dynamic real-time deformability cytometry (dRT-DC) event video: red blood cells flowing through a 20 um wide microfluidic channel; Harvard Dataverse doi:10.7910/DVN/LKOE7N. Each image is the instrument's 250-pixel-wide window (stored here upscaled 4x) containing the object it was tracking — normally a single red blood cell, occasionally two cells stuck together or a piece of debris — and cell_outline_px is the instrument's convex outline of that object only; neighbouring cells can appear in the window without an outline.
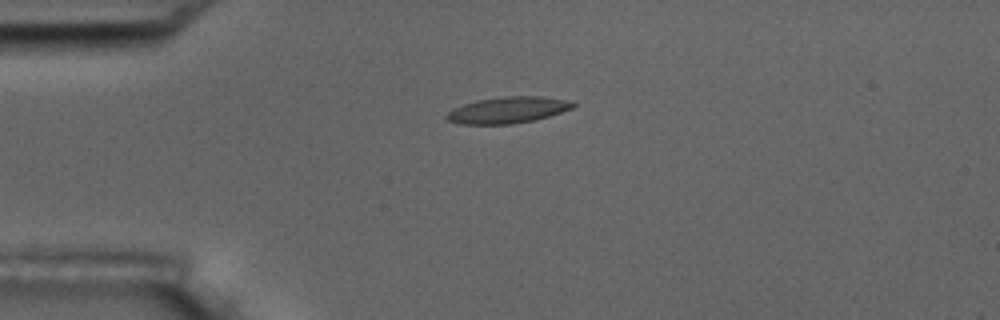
{"species": "common noctule bat (a hibernating species)", "species_latin": "Nyctalus noctula", "temperature_condition": "room temperature", "stored_images_in_passage": 4, "camera_frame_rate_fps": 3000, "um_per_image_px": 0.085, "animal": {"sex": "male", "body_mass_g": 17.5, "forearm_length_mm": 52.3}, "frame": {"image": 1, "passage_image": 4, "time_ms": 4.333, "image_size_px": [1000, 320], "cell_outline_px": [[576, 104], [572, 108], [548, 116], [532, 120], [512, 124], [460, 124], [448, 120], [444, 116], [452, 108], [476, 100], [504, 96], [540, 96], [564, 100]], "centroid_in_image_um": [43.09, 9.35], "position_along_channel_um": 41.9, "area_um2": 19.19}}